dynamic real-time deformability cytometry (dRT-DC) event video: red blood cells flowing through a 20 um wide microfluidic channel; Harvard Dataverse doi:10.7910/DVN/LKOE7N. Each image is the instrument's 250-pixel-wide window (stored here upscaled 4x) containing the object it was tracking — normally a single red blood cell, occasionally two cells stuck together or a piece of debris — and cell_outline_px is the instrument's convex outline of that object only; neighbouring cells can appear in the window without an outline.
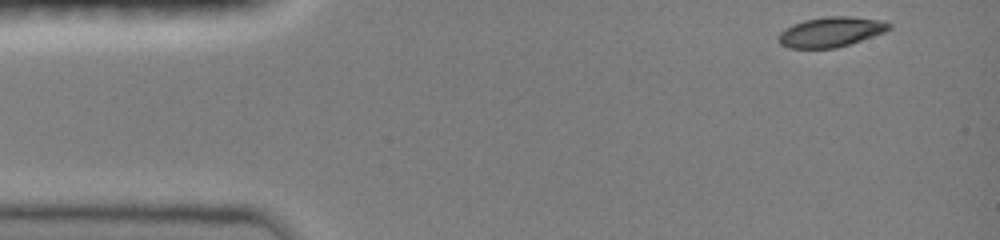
{"species": "common noctule bat (a hibernating species)", "species_latin": "Nyctalus noctula", "temperature_condition": "room temperature", "stored_images_in_passage": 5, "camera_frame_rate_fps": 3000, "um_per_image_px": 0.085, "animal": {"sex": "female", "body_mass_g": 19.0, "forearm_length_mm": 51.5}, "frame": {"image": 1, "passage_image": 1, "time_ms": 0.0, "image_size_px": [1000, 240], "cell_outline_px": [[892, 28], [884, 32], [836, 48], [788, 48], [780, 44], [776, 40], [776, 36], [784, 28], [804, 20], [828, 16], [848, 16], [880, 20], [892, 24]], "centroid_in_image_um": [70.57, 2.71], "position_along_channel_um": 14.4, "area_um2": 19.31}}